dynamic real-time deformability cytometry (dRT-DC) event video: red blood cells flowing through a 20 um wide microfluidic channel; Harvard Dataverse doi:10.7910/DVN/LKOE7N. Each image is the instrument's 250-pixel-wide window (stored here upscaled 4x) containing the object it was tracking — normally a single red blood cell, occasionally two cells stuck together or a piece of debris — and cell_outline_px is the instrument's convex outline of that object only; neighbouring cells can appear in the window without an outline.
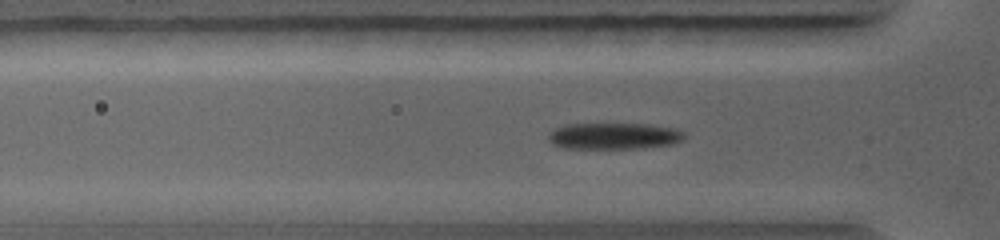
{"species": "common noctule bat (a hibernating species)", "species_latin": "Nyctalus noctula", "temperature_condition": "warm", "stored_images_in_passage": 65, "camera_frame_rate_fps": 5000, "um_per_image_px": 0.085, "animal": {"sex": "female", "body_mass_g": 19.0, "forearm_length_mm": 56.7}, "frame": {"image": 1, "passage_image": 18, "time_ms": 2.6, "image_size_px": [1000, 240], "cell_outline_px": [[684, 140], [676, 144], [644, 148], [564, 148], [552, 144], [548, 140], [548, 132], [564, 124], [648, 124], [676, 128], [684, 132]], "centroid_in_image_um": [52.21, 11.56], "position_along_channel_um": 73.6, "area_um2": 21.21}}
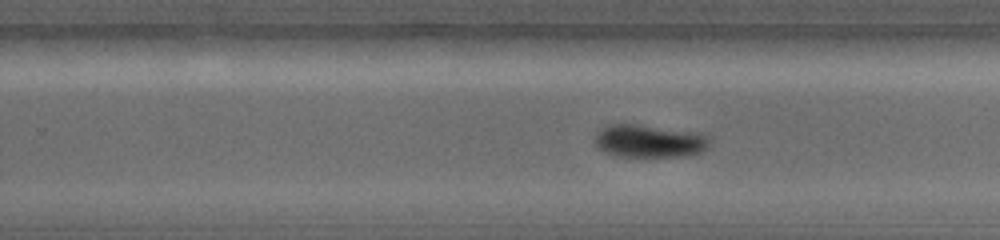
{"frame": {"image": 2, "passage_image": 46, "time_ms": 6.6, "image_size_px": [1000, 240], "cell_outline_px": [[712, 144], [708, 148], [700, 152], [688, 156], [616, 156], [604, 152], [596, 148], [596, 136], [604, 128], [612, 124], [636, 124], [708, 132], [712, 136]], "centroid_in_image_um": [55.36, 11.98], "position_along_channel_um": 274.4, "area_um2": 22.54}}
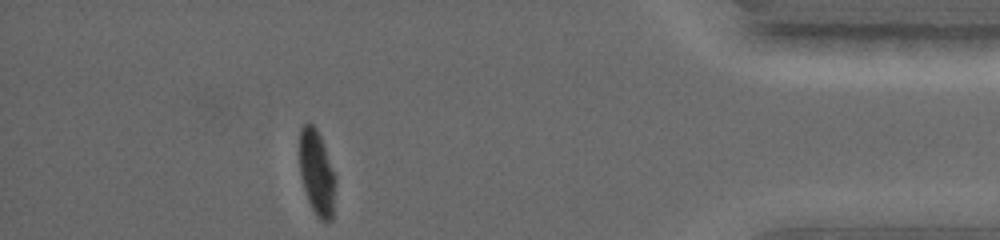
{"frame": {"image": 3, "passage_image": 65, "time_ms": 10.2, "image_size_px": [1000, 240], "cell_outline_px": [[336, 180], [332, 220], [320, 220], [316, 216], [308, 200], [300, 176], [300, 128], [304, 124], [312, 124], [316, 128], [320, 136], [336, 176]], "centroid_in_image_um": [26.93, 14.7], "position_along_channel_um": 408.3, "area_um2": 17.74}}